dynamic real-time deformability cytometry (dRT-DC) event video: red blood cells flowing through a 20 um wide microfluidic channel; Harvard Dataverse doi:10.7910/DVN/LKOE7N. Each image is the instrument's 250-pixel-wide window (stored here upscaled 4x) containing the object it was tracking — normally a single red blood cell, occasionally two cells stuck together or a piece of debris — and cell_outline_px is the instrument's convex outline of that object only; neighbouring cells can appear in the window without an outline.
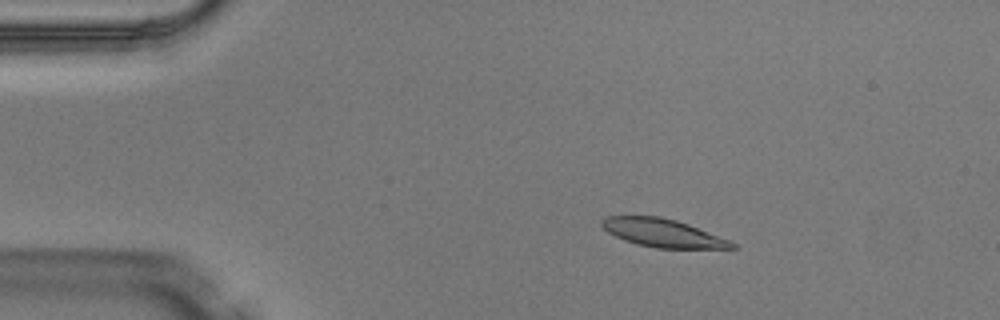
{"species": "Egyptian fruit bat (a non-hibernating species)", "species_latin": "Rousettus aegyptiacus", "temperature_condition": "warm", "stored_images_in_passage": 5, "camera_frame_rate_fps": 3000, "um_per_image_px": 0.085, "animal": {"sex": "male"}, "frame": {"image": 1, "passage_image": 2, "time_ms": 0.333, "image_size_px": [1000, 320], "cell_outline_px": [[740, 248], [656, 248], [636, 244], [624, 240], [608, 232], [600, 224], [600, 220], [604, 216], [660, 216], [676, 220], [688, 224], [728, 240], [736, 244]], "centroid_in_image_um": [56.29, 19.8], "position_along_channel_um": 28.7, "area_um2": 21.21}}
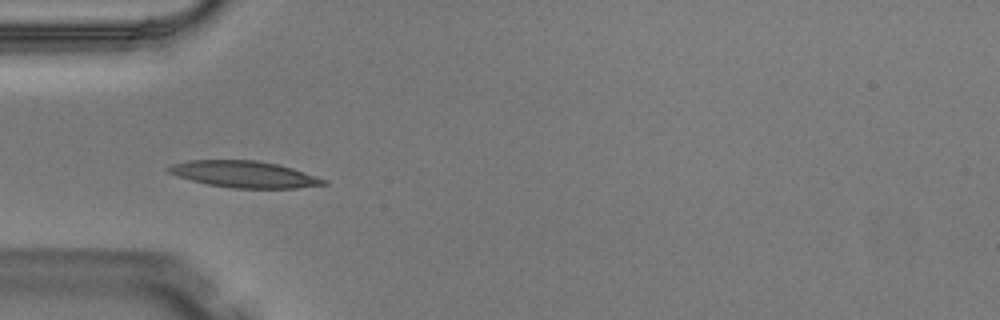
{"frame": {"image": 2, "passage_image": 4, "time_ms": 1.0, "image_size_px": [1000, 320], "cell_outline_px": [[328, 184], [296, 188], [232, 188], [208, 184], [176, 176], [168, 172], [164, 168], [172, 164], [188, 160], [256, 160], [276, 164], [292, 168], [328, 180]], "centroid_in_image_um": [20.74, 14.81], "position_along_channel_um": 64.3, "area_um2": 23.99}}